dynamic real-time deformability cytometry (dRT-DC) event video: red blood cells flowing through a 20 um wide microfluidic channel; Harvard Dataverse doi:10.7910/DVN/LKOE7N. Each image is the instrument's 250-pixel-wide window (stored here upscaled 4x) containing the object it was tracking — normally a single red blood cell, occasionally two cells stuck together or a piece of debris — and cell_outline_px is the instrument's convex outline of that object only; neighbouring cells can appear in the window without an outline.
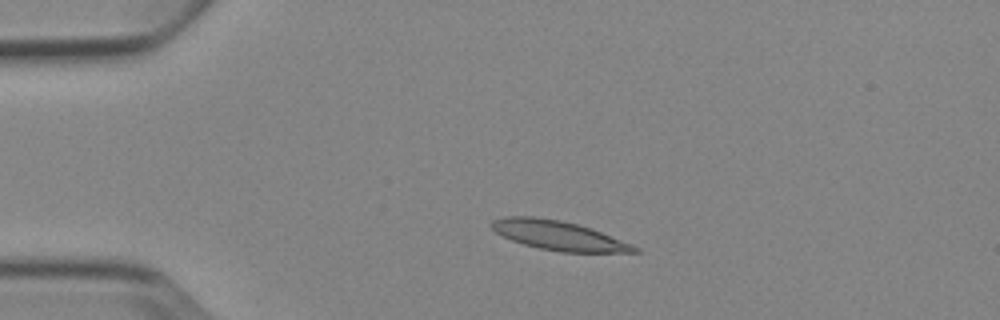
{"species": "Egyptian fruit bat (a non-hibernating species)", "species_latin": "Rousettus aegyptiacus", "temperature_condition": "cold", "stored_images_in_passage": 2, "camera_frame_rate_fps": 3000, "um_per_image_px": 0.085, "animal": {"sex": "female"}, "frame": {"image": 1, "passage_image": 1, "time_ms": 0.0, "image_size_px": [1000, 320], "cell_outline_px": [[640, 252], [560, 252], [540, 248], [524, 244], [512, 240], [496, 232], [488, 224], [492, 220], [504, 216], [536, 216], [560, 220], [592, 228], [632, 244], [640, 248]], "centroid_in_image_um": [47.47, 20.0], "position_along_channel_um": 37.5, "area_um2": 24.39}}